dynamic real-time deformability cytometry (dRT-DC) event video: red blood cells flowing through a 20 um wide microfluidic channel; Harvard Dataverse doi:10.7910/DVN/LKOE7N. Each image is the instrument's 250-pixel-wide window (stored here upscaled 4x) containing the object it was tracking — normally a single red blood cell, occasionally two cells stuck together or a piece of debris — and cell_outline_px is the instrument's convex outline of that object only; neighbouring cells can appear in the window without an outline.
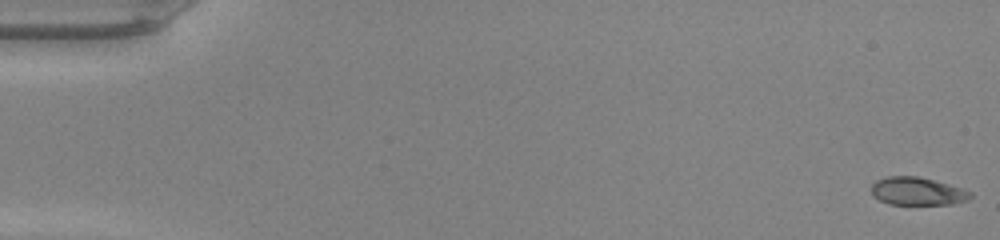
{"species": "common noctule bat (a hibernating species)", "species_latin": "Nyctalus noctula", "temperature_condition": "warm", "stored_images_in_passage": 49, "camera_frame_rate_fps": 3000, "um_per_image_px": 0.085, "animal": {"sex": "male", "body_mass_g": 20.0, "forearm_length_mm": 53.3}, "frame": {"image": 1, "passage_image": 1, "time_ms": 0.0, "image_size_px": [1000, 240], "cell_outline_px": [[972, 196], [968, 200], [952, 204], [888, 204], [872, 196], [872, 184], [876, 180], [888, 176], [920, 176], [964, 188], [972, 192]], "centroid_in_image_um": [78.0, 16.25], "position_along_channel_um": 7.0, "area_um2": 16.3}}
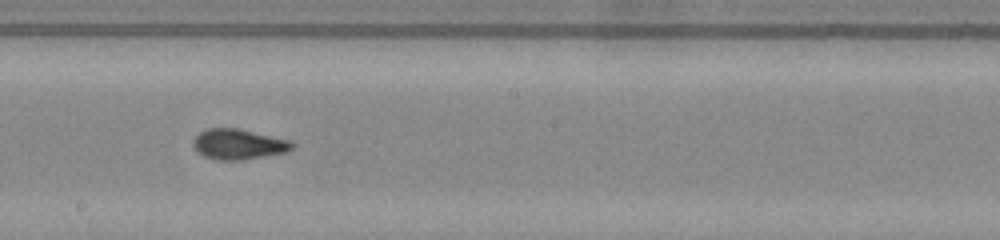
{"frame": {"image": 2, "passage_image": 28, "time_ms": 9.0, "image_size_px": [1000, 240], "cell_outline_px": [[296, 144], [288, 152], [244, 160], [216, 160], [204, 156], [192, 144], [192, 140], [204, 128], [240, 128], [292, 140]], "centroid_in_image_um": [20.32, 12.25], "position_along_channel_um": 227.9, "area_um2": 17.86}}
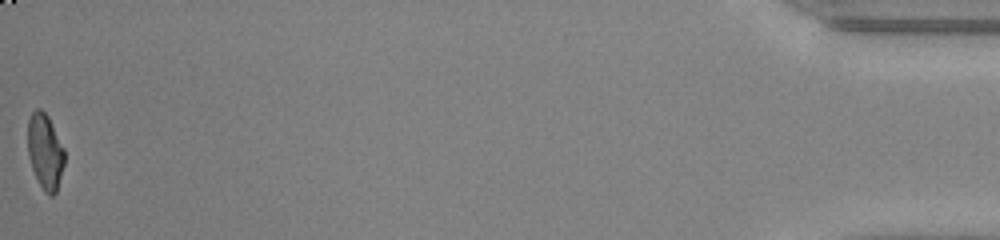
{"frame": {"image": 3, "passage_image": 49, "time_ms": 16.0, "image_size_px": [1000, 240], "cell_outline_px": [[64, 164], [56, 192], [52, 196], [48, 196], [44, 192], [32, 168], [28, 156], [28, 120], [32, 112], [36, 108], [40, 108], [48, 116], [64, 148]], "centroid_in_image_um": [3.83, 12.87], "position_along_channel_um": 431.4, "area_um2": 16.07}, "authors_computed_cell_mechanics": {"area_um2": 17.051, "velocity_mm_per_s": 4.2769, "shape_relaxation_time_tau1_ms": 4.0068, "shape_relaxation_time_tau2_ms": 0.9917, "deformation_change_tau1": 0.1961, "deformation_change_tau2": 0.0557}}